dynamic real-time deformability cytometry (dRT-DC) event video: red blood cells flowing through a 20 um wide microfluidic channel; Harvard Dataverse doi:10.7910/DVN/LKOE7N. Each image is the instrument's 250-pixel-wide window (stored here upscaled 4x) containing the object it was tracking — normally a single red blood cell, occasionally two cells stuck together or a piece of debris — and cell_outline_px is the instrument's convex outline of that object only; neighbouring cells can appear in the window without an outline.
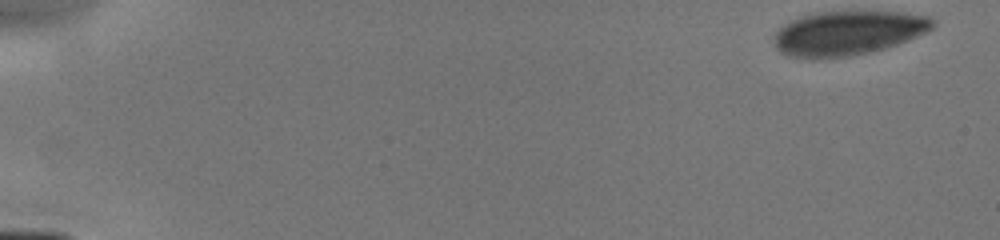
{"species": "human", "species_latin": "Homo sapiens", "temperature_condition": "cold", "stored_images_in_passage": 9, "camera_frame_rate_fps": 3000, "um_per_image_px": 0.085, "donor": {"sex": "male"}, "frame": {"image": 1, "passage_image": 1, "time_ms": 0.0, "image_size_px": [1000, 240], "cell_outline_px": [[936, 24], [932, 28], [908, 40], [872, 52], [852, 56], [820, 60], [812, 60], [788, 56], [780, 52], [776, 48], [776, 32], [784, 24], [792, 20], [804, 16], [820, 12], [900, 12], [928, 16], [936, 20]], "centroid_in_image_um": [72.07, 2.84], "position_along_channel_um": 12.9, "area_um2": 41.04}}
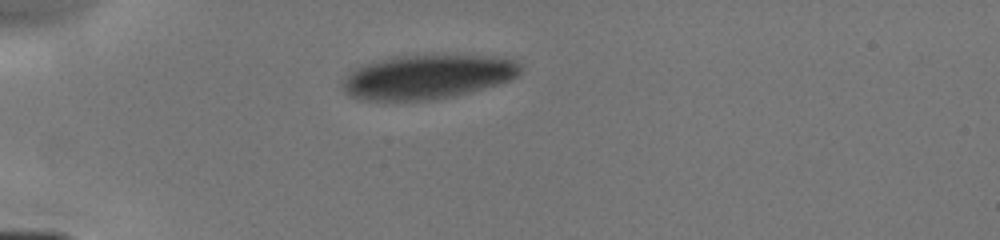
{"frame": {"image": 2, "passage_image": 6, "time_ms": 4.0, "image_size_px": [1000, 240], "cell_outline_px": [[524, 68], [516, 76], [508, 80], [496, 84], [452, 96], [428, 100], [360, 100], [344, 92], [344, 80], [352, 68], [364, 64], [396, 56], [428, 52], [504, 56], [516, 60]], "centroid_in_image_um": [36.38, 6.46], "position_along_channel_um": 48.6, "area_um2": 46.88}}